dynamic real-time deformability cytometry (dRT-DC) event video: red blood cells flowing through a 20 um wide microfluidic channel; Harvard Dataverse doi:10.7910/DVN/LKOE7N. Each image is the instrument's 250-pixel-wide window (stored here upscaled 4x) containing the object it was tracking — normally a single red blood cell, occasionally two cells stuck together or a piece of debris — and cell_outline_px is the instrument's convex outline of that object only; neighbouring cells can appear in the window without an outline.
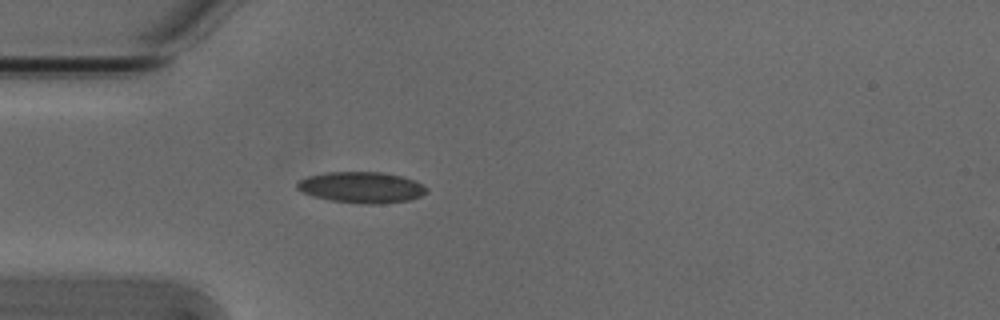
{"species": "Egyptian fruit bat (a non-hibernating species)", "species_latin": "Rousettus aegyptiacus", "temperature_condition": "cold", "stored_images_in_passage": 10, "camera_frame_rate_fps": 3000, "um_per_image_px": 0.085, "animal": {"sex": "male"}, "frame": {"image": 1, "passage_image": 9, "time_ms": 2.667, "image_size_px": [1000, 320], "cell_outline_px": [[428, 192], [420, 196], [408, 200], [376, 204], [364, 204], [332, 200], [312, 196], [296, 188], [296, 184], [300, 180], [308, 176], [328, 172], [380, 172], [400, 176], [424, 184], [428, 188]], "centroid_in_image_um": [30.74, 15.92], "position_along_channel_um": 54.3, "area_um2": 23.24}}